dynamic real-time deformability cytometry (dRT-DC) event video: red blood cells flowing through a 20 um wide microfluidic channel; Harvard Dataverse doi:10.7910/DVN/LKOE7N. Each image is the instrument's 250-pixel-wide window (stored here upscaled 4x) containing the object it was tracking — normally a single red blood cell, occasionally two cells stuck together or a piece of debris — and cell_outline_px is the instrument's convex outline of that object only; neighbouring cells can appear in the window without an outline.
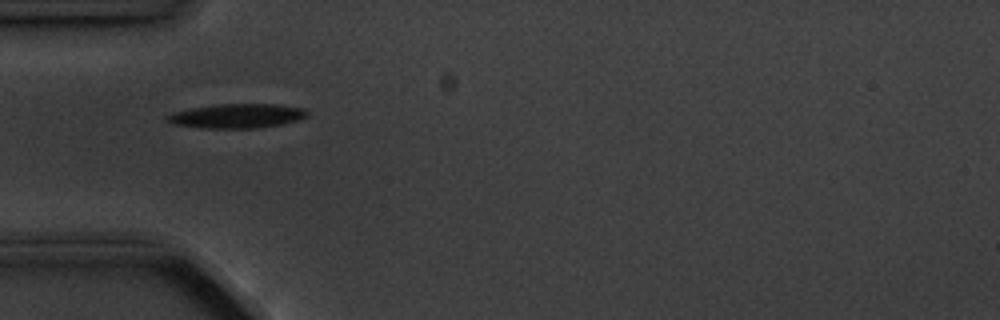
{"species": "common noctule bat (a hibernating species)", "species_latin": "Nyctalus noctula", "temperature_condition": "cold", "stored_images_in_passage": 15, "camera_frame_rate_fps": 3000, "um_per_image_px": 0.085, "animal": {"sex": "male", "body_mass_g": 20.1, "forearm_length_mm": 53.5}, "frame": {"image": 1, "passage_image": 5, "time_ms": 5.667, "image_size_px": [1000, 320], "cell_outline_px": [[308, 116], [296, 120], [280, 124], [252, 128], [200, 128], [176, 124], [164, 120], [164, 116], [172, 112], [192, 108], [220, 104], [280, 104], [304, 108], [308, 112]], "centroid_in_image_um": [20.11, 9.84], "position_along_channel_um": 64.9, "area_um2": 19.77}}
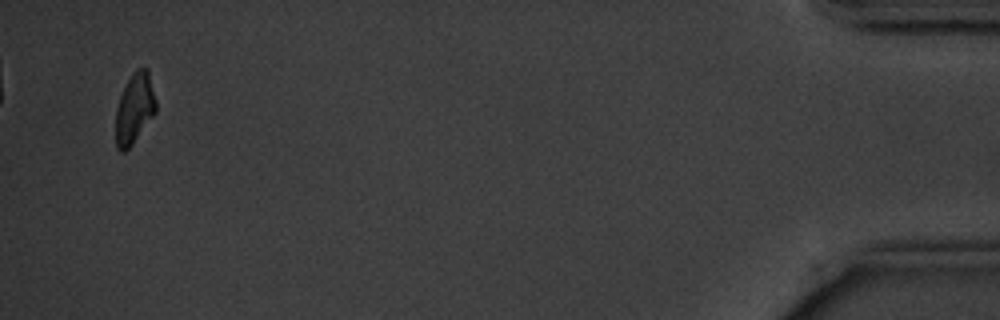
{"frame": {"image": 2, "passage_image": 15, "time_ms": 18.0, "image_size_px": [1000, 320], "cell_outline_px": [[156, 112], [132, 144], [124, 152], [120, 152], [116, 148], [116, 108], [120, 96], [132, 72], [136, 68], [148, 68], [156, 100]], "centroid_in_image_um": [11.44, 9.21], "position_along_channel_um": 423.8, "area_um2": 16.47}, "authors_computed_cell_mechanics": {"area_um2": 19.7676, "velocity_mm_per_s": 3.5845, "shape_relaxation_time_tau1_ms": 2.327, "shape_relaxation_time_tau2_ms": null, "deformation_change_tau1": 0.0888, "deformation_change_tau2": null}}